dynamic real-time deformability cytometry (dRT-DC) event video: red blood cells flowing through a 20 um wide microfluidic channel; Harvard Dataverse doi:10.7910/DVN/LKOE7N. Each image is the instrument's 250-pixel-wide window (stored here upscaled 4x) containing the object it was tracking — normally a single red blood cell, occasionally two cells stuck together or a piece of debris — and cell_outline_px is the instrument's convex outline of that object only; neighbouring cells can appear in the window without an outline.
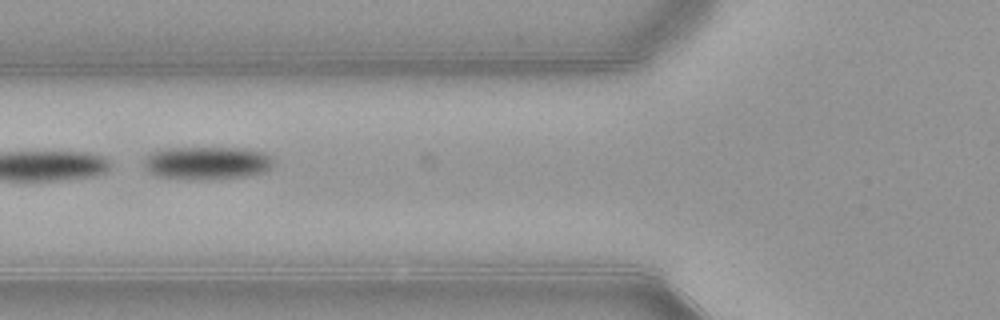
{"species": "common noctule bat (a hibernating species)", "species_latin": "Nyctalus noctula", "temperature_condition": "warm", "stored_images_in_passage": 12, "camera_frame_rate_fps": 3000, "um_per_image_px": 0.085, "animal": {"sex": "female", "body_mass_g": 21.9}, "frame": {"image": 1, "passage_image": 4, "time_ms": 1.0, "image_size_px": [1000, 320], "cell_outline_px": [[272, 164], [264, 172], [248, 176], [160, 176], [144, 168], [144, 160], [152, 152], [164, 148], [244, 148], [264, 152], [272, 160]], "centroid_in_image_um": [17.61, 13.78], "position_along_channel_um": 108.2, "area_um2": 23.35}}
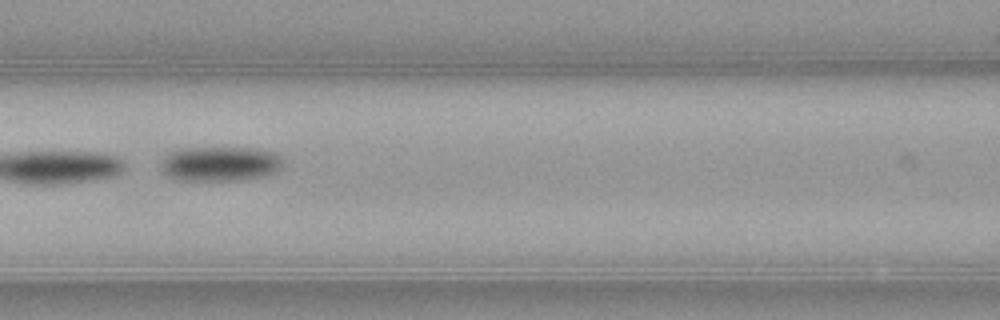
{"frame": {"image": 2, "passage_image": 7, "time_ms": 2.0, "image_size_px": [1000, 320], "cell_outline_px": [[284, 160], [280, 168], [276, 172], [260, 176], [236, 180], [180, 180], [168, 176], [160, 168], [160, 164], [164, 156], [168, 152], [180, 148], [256, 148], [272, 152], [280, 156]], "centroid_in_image_um": [18.67, 13.91], "position_along_channel_um": 147.9, "area_um2": 24.68}}